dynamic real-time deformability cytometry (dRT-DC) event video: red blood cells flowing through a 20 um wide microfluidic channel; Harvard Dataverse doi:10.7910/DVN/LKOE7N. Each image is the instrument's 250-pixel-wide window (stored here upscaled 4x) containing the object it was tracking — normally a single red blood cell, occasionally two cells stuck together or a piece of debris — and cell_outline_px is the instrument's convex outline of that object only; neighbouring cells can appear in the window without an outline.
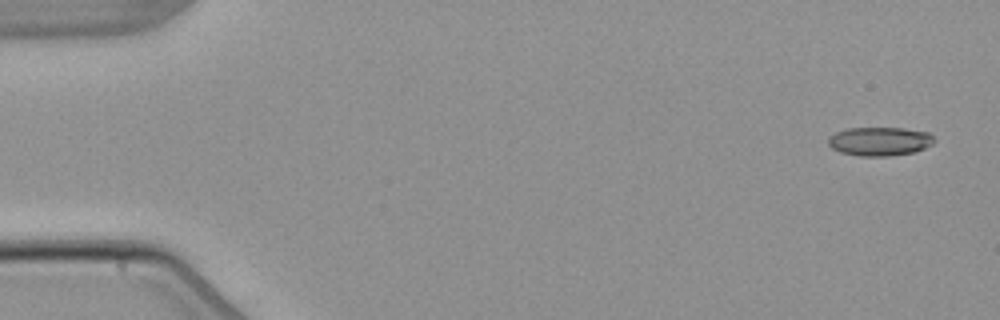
{"species": "common noctule bat (a hibernating species)", "species_latin": "Nyctalus noctula", "temperature_condition": "warm", "stored_images_in_passage": 5, "segment_of_instrument_passage": [1, 2], "camera_frame_rate_fps": 3000, "um_per_image_px": 0.085, "animal": {"sex": "male", "body_mass_g": 21.5, "forearm_length_mm": 52.0}, "frame": {"image": 1, "passage_image": 1, "time_ms": 0.0, "image_size_px": [1000, 320], "cell_outline_px": [[936, 140], [932, 144], [916, 152], [888, 156], [860, 156], [840, 152], [832, 148], [828, 144], [828, 136], [836, 132], [848, 128], [904, 128], [928, 132]], "centroid_in_image_um": [74.77, 12.01], "position_along_channel_um": 10.2, "area_um2": 17.86}}